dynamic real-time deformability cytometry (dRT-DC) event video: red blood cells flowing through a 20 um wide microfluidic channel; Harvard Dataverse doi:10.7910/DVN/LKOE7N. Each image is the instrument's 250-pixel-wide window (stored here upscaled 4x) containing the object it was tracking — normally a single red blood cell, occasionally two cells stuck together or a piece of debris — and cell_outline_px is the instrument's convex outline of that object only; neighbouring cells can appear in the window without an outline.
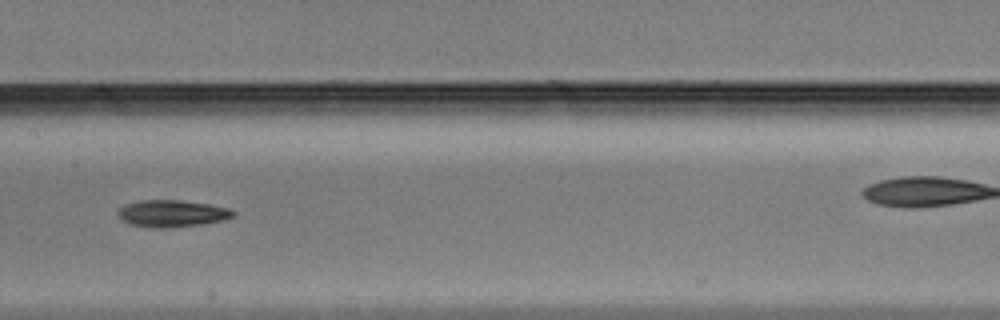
{"species": "Egyptian fruit bat (a non-hibernating species)", "species_latin": "Rousettus aegyptiacus", "temperature_condition": "warm", "stored_images_in_passage": 36, "camera_frame_rate_fps": 3000, "um_per_image_px": 0.085, "animal": {"sex": "male"}, "frame": {"image": 1, "passage_image": 11, "time_ms": 3.333, "image_size_px": [1000, 320], "cell_outline_px": [[236, 212], [232, 216], [224, 220], [204, 224], [164, 228], [148, 228], [132, 224], [120, 220], [116, 216], [116, 212], [124, 204], [140, 200], [180, 200], [208, 204], [228, 208]], "centroid_in_image_um": [14.56, 18.15], "position_along_channel_um": 192.8, "area_um2": 18.26}}
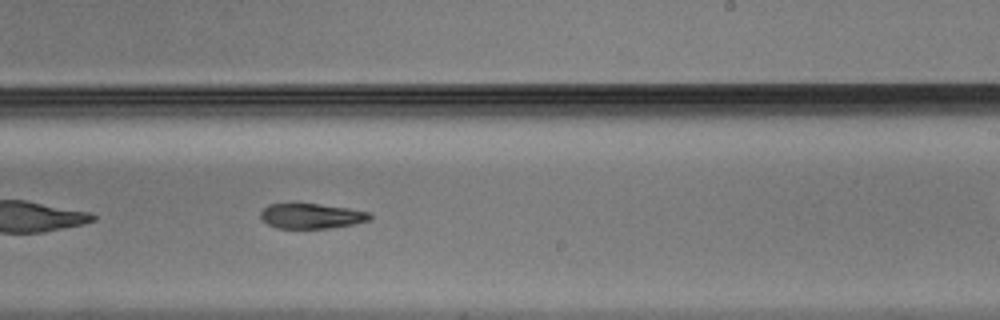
{"frame": {"image": 2, "passage_image": 16, "time_ms": 5.0, "image_size_px": [1000, 320], "cell_outline_px": [[372, 216], [368, 220], [352, 224], [328, 228], [276, 228], [268, 224], [260, 216], [260, 212], [268, 204], [292, 200], [348, 208], [368, 212]], "centroid_in_image_um": [26.38, 18.31], "position_along_channel_um": 262.6, "area_um2": 16.47}}